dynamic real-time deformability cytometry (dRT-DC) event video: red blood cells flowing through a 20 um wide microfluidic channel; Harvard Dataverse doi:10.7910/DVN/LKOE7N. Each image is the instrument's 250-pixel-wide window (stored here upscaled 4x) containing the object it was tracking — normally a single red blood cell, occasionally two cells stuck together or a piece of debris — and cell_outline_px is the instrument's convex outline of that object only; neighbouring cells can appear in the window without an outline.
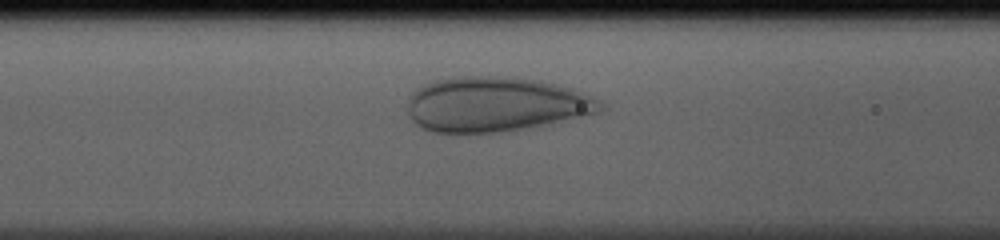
{"species": "human", "species_latin": "Homo sapiens", "temperature_condition": "cold", "stored_images_in_passage": 36, "camera_frame_rate_fps": 3000, "um_per_image_px": 0.085, "donor": {"sex": "male"}, "frame": {"image": 1, "passage_image": 14, "time_ms": 4.333, "image_size_px": [1000, 240], "cell_outline_px": [[604, 104], [596, 112], [548, 124], [496, 132], [432, 132], [420, 128], [408, 116], [408, 100], [416, 88], [432, 80], [452, 76], [516, 76], [540, 80], [572, 88], [592, 96]], "centroid_in_image_um": [42.06, 8.84], "position_along_channel_um": 124.5, "area_um2": 61.67}}
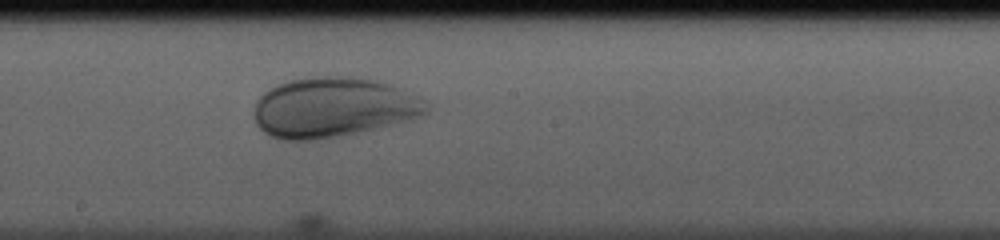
{"frame": {"image": 2, "passage_image": 21, "time_ms": 6.667, "image_size_px": [1000, 240], "cell_outline_px": [[428, 112], [420, 116], [356, 132], [316, 140], [280, 140], [264, 132], [256, 124], [256, 100], [264, 92], [276, 84], [288, 80], [312, 76], [352, 76], [376, 80], [392, 84], [416, 96], [428, 104]], "centroid_in_image_um": [28.28, 9.1], "position_along_channel_um": 219.9, "area_um2": 59.71}}
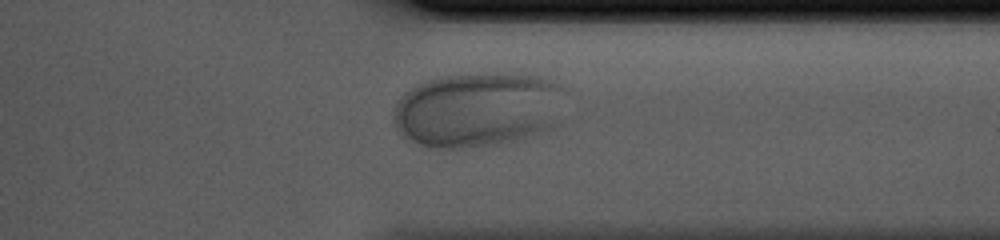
{"frame": {"image": 3, "passage_image": 32, "time_ms": 10.333, "image_size_px": [1000, 240], "cell_outline_px": [[560, 120], [556, 124], [548, 128], [528, 136], [496, 144], [456, 148], [428, 148], [400, 136], [392, 120], [392, 112], [396, 104], [404, 92], [416, 84], [424, 80], [436, 76], [484, 72], [504, 72], [540, 76], [556, 80], [560, 84]], "centroid_in_image_um": [40.53, 9.28], "position_along_channel_um": 370.9, "area_um2": 75.89}}